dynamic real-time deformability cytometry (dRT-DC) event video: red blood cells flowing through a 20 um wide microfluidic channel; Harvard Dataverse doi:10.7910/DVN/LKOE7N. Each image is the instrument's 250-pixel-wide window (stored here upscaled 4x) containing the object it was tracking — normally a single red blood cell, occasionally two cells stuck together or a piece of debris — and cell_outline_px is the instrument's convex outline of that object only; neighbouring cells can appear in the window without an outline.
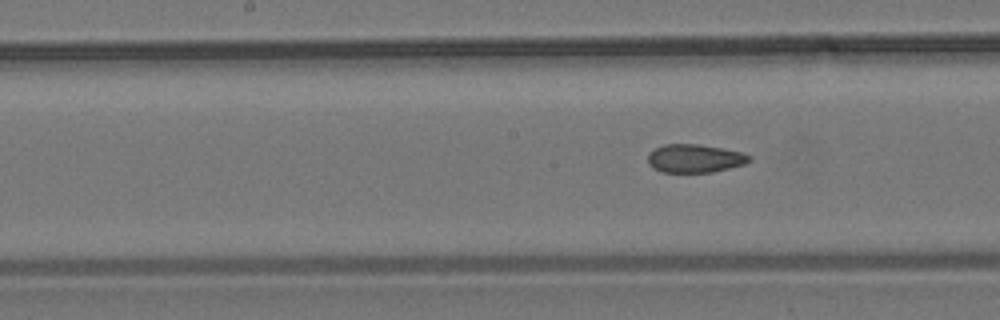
{"species": "common noctule bat (a hibernating species)", "species_latin": "Nyctalus noctula", "temperature_condition": "room temperature", "stored_images_in_passage": 9, "segment_of_instrument_passage": [2, 2], "camera_frame_rate_fps": 3000, "um_per_image_px": 0.085, "animal": {"sex": "male", "body_mass_g": 19.2, "forearm_length_mm": 51.8}, "frame": {"image": 1, "passage_image": 9, "time_ms": 12.333, "image_size_px": [1000, 320], "cell_outline_px": [[752, 156], [744, 164], [712, 172], [660, 172], [652, 168], [648, 164], [648, 152], [664, 144], [700, 144], [724, 148], [740, 152]], "centroid_in_image_um": [59.01, 13.46], "position_along_channel_um": 189.2, "area_um2": 16.76}}